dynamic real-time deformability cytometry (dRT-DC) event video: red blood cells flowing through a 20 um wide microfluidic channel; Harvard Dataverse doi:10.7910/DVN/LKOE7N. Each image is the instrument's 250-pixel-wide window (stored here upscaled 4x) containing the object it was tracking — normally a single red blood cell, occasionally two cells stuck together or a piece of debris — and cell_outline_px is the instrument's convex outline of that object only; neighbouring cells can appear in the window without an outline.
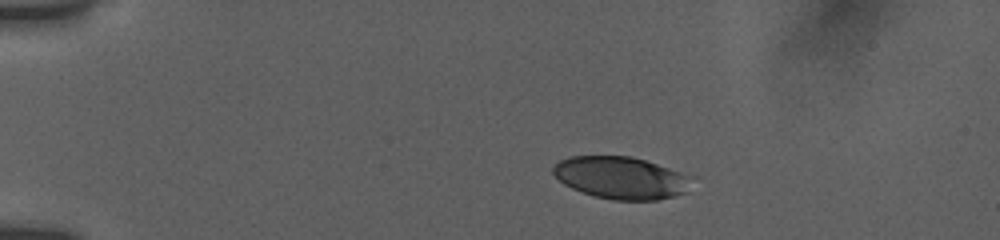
{"species": "human", "species_latin": "Homo sapiens", "temperature_condition": "room temperature", "stored_images_in_passage": 44, "camera_frame_rate_fps": 3000, "um_per_image_px": 0.085, "donor": {"sex": "female"}, "frame": {"image": 1, "passage_image": 1, "time_ms": 0.0, "image_size_px": [1000, 240], "cell_outline_px": [[696, 176], [688, 192], [676, 196], [656, 200], [612, 200], [596, 196], [572, 188], [564, 184], [552, 172], [552, 168], [560, 160], [568, 156], [632, 156]], "centroid_in_image_um": [52.88, 15.11], "position_along_channel_um": 32.1, "area_um2": 34.51}}
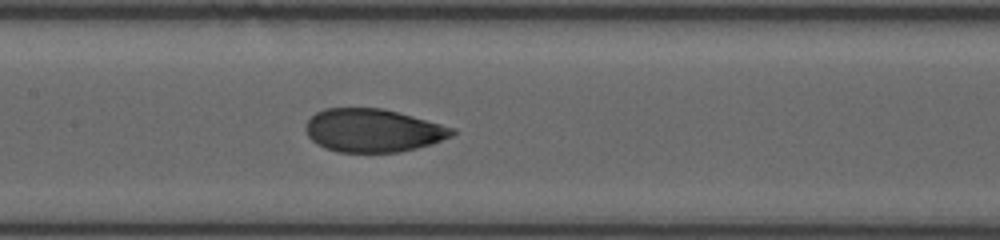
{"frame": {"image": 2, "passage_image": 18, "time_ms": 5.667, "image_size_px": [1000, 240], "cell_outline_px": [[456, 132], [452, 136], [432, 144], [400, 152], [336, 152], [324, 148], [316, 144], [308, 136], [304, 128], [308, 120], [316, 112], [324, 108], [384, 108], [456, 128]], "centroid_in_image_um": [31.7, 11.09], "position_along_channel_um": 175.7, "area_um2": 37.11}}
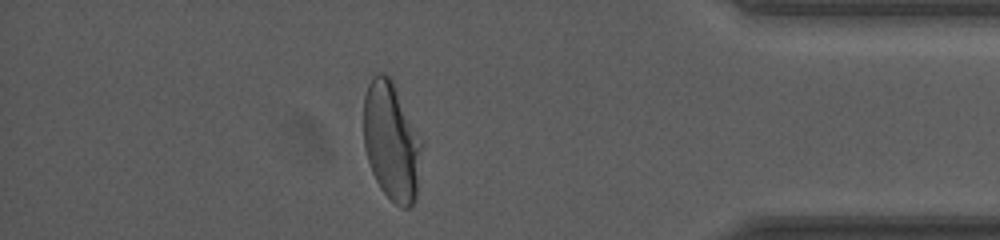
{"frame": {"image": 3, "passage_image": 38, "time_ms": 12.333, "image_size_px": [1000, 240], "cell_outline_px": [[424, 144], [416, 200], [408, 208], [400, 208], [380, 188], [372, 172], [364, 148], [364, 96], [368, 84], [372, 76], [376, 72], [384, 72], [392, 80], [424, 140]], "centroid_in_image_um": [33.31, 12.01], "position_along_channel_um": 401.9, "area_um2": 40.98}, "authors_computed_cell_mechanics": {"area_um2": 37.4255, "velocity_mm_per_s": 3.8312, "shape_relaxation_time_tau1_ms": 4.1321, "shape_relaxation_time_tau2_ms": 0.7453, "deformation_change_tau1": 0.1505, "deformation_change_tau2": 0.0521}}